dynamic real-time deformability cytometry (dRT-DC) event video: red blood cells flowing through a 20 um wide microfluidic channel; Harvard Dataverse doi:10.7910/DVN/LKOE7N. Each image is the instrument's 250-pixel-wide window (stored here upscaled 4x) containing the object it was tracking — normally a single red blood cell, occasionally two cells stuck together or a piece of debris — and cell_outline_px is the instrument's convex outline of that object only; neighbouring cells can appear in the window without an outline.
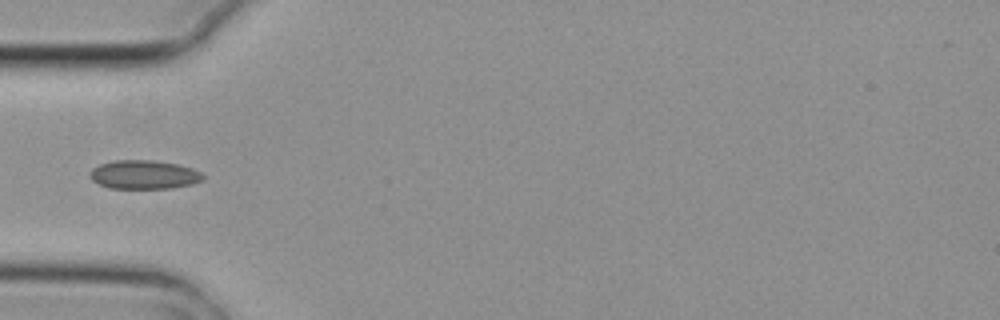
{"species": "common noctule bat (a hibernating species)", "species_latin": "Nyctalus noctula", "temperature_condition": "cold", "stored_images_in_passage": 5, "camera_frame_rate_fps": 3000, "um_per_image_px": 0.085, "animal": {"sex": "female", "body_mass_g": 29.2, "forearm_length_mm": 56.3}, "frame": {"image": 1, "passage_image": 5, "time_ms": 1.333, "image_size_px": [1000, 320], "cell_outline_px": [[204, 180], [192, 184], [172, 188], [108, 188], [92, 180], [88, 176], [92, 168], [100, 164], [116, 160], [152, 160], [176, 164], [192, 168], [200, 172], [204, 176]], "centroid_in_image_um": [12.23, 14.84], "position_along_channel_um": 72.8, "area_um2": 18.96}}